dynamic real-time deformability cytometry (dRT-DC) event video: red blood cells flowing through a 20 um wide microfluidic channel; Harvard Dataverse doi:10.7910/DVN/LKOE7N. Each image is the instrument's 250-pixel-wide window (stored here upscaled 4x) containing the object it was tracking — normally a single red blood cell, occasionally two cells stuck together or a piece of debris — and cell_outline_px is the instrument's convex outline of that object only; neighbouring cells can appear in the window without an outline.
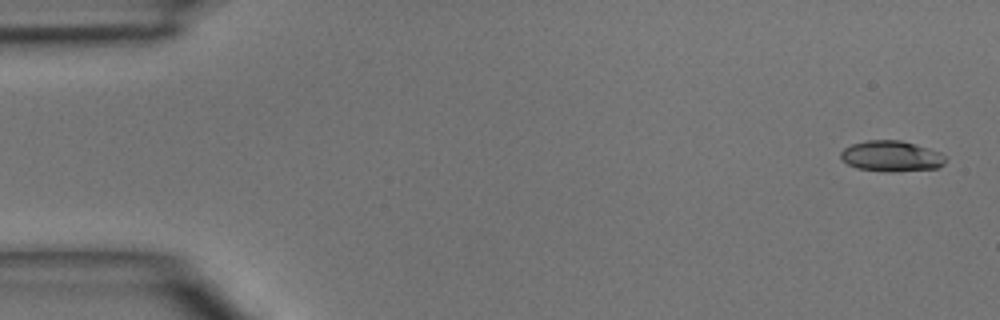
{"species": "common noctule bat (a hibernating species)", "species_latin": "Nyctalus noctula", "temperature_condition": "room temperature", "stored_images_in_passage": 4, "camera_frame_rate_fps": 3000, "um_per_image_px": 0.085, "animal": {"sex": "male", "body_mass_g": 15.6}, "frame": {"image": 1, "passage_image": 1, "time_ms": 0.0, "image_size_px": [1000, 320], "cell_outline_px": [[948, 160], [944, 164], [936, 168], [892, 172], [888, 172], [856, 168], [848, 164], [840, 156], [840, 152], [844, 148], [852, 144], [868, 140], [900, 140], [928, 148], [940, 152], [948, 156]], "centroid_in_image_um": [75.8, 13.28], "position_along_channel_um": 9.2, "area_um2": 18.84}}
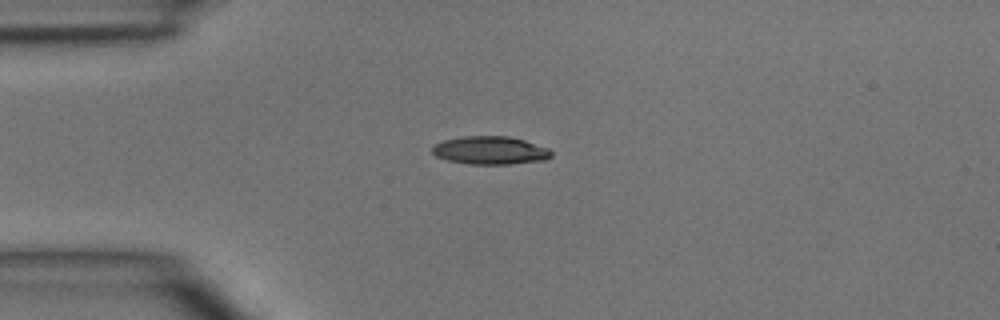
{"frame": {"image": 2, "passage_image": 4, "time_ms": 3.333, "image_size_px": [1000, 320], "cell_outline_px": [[552, 156], [544, 160], [508, 164], [468, 164], [448, 160], [436, 156], [432, 152], [432, 148], [436, 144], [444, 140], [464, 136], [508, 136], [524, 140], [548, 148], [552, 152]], "centroid_in_image_um": [41.68, 12.78], "position_along_channel_um": 43.3, "area_um2": 19.36}}